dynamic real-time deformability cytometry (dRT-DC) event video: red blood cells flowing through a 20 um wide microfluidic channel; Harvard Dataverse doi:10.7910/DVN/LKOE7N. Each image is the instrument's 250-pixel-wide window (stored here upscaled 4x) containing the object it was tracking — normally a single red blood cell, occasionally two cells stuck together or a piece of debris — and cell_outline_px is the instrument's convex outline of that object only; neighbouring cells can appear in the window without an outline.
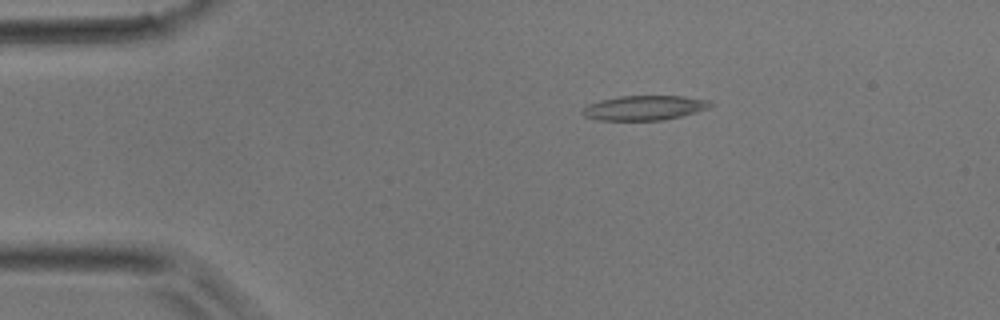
{"species": "common noctule bat (a hibernating species)", "species_latin": "Nyctalus noctula", "temperature_condition": "room temperature", "stored_images_in_passage": 37, "camera_frame_rate_fps": 3000, "um_per_image_px": 0.085, "animal": {"sex": "male", "body_mass_g": 17.9}, "frame": {"image": 1, "passage_image": 1, "time_ms": 0.0, "image_size_px": [1000, 320], "cell_outline_px": [[716, 104], [708, 108], [696, 112], [664, 120], [600, 120], [584, 116], [580, 112], [588, 104], [600, 100], [620, 96], [684, 96], [708, 100]], "centroid_in_image_um": [54.78, 9.16], "position_along_channel_um": 30.2, "area_um2": 18.38}}
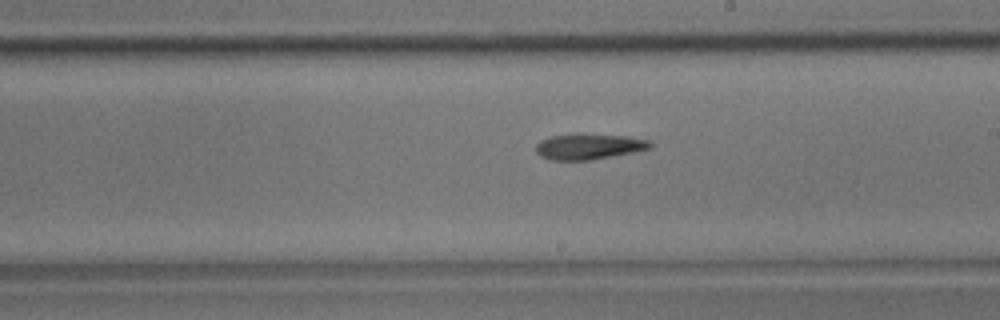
{"frame": {"image": 2, "passage_image": 18, "time_ms": 5.667, "image_size_px": [1000, 320], "cell_outline_px": [[652, 148], [636, 152], [588, 160], [548, 160], [540, 156], [536, 152], [536, 144], [540, 140], [548, 136], [576, 132], [628, 136], [652, 140]], "centroid_in_image_um": [50.05, 12.42], "position_along_channel_um": 238.9, "area_um2": 17.8}}
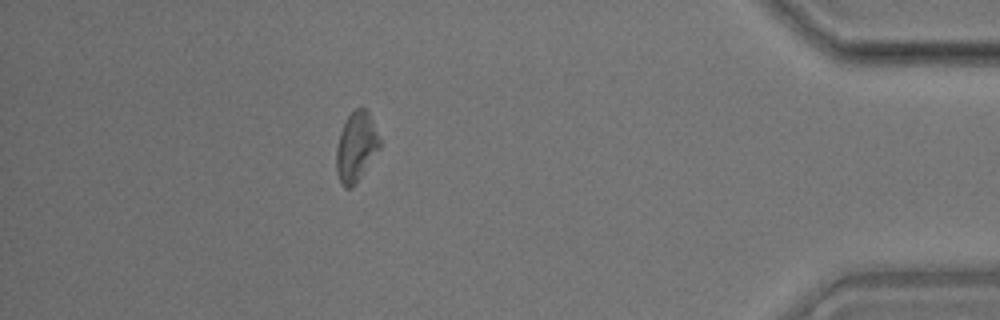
{"frame": {"image": 3, "passage_image": 32, "time_ms": 10.333, "image_size_px": [1000, 320], "cell_outline_px": [[380, 148], [352, 188], [344, 188], [340, 184], [336, 172], [336, 148], [340, 132], [344, 120], [356, 108], [364, 108], [368, 112], [372, 120], [380, 140]], "centroid_in_image_um": [30.24, 12.5], "position_along_channel_um": 405.0, "area_um2": 17.51}}